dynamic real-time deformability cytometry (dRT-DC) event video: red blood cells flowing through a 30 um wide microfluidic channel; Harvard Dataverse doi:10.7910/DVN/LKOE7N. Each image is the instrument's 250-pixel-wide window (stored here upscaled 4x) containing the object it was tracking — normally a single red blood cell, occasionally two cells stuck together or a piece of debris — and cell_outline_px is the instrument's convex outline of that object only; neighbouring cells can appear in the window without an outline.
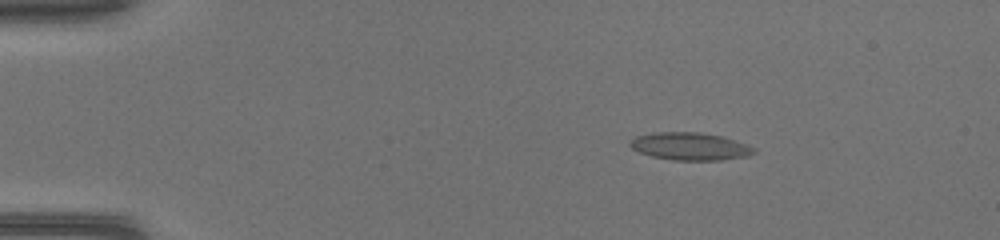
{"species": "common noctule bat (a hibernating species)", "species_latin": "Nyctalus noctula", "temperature_condition": "warm", "stored_images_in_passage": 44, "camera_frame_rate_fps": 3000, "um_per_image_px": 0.085, "animal": {"sex": "female", "body_mass_g": 17.0, "forearm_length_mm": 48.0}, "frame": {"image": 1, "passage_image": 5, "time_ms": 1.333, "image_size_px": [1000, 240], "cell_outline_px": [[756, 152], [748, 156], [720, 160], [672, 160], [652, 156], [640, 152], [632, 148], [628, 144], [636, 136], [652, 132], [700, 132], [720, 136], [756, 148]], "centroid_in_image_um": [58.63, 12.44], "position_along_channel_um": 26.4, "area_um2": 19.77}}
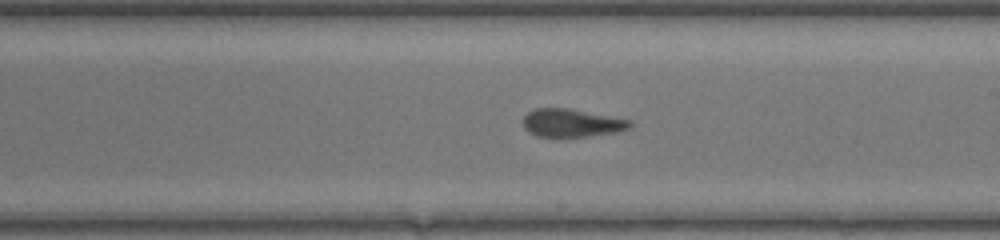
{"frame": {"image": 2, "passage_image": 25, "time_ms": 8.0, "image_size_px": [1000, 240], "cell_outline_px": [[632, 128], [616, 132], [588, 136], [536, 136], [528, 132], [524, 128], [524, 116], [528, 112], [536, 108], [568, 108], [632, 120]], "centroid_in_image_um": [48.61, 10.44], "position_along_channel_um": 240.4, "area_um2": 17.4}}
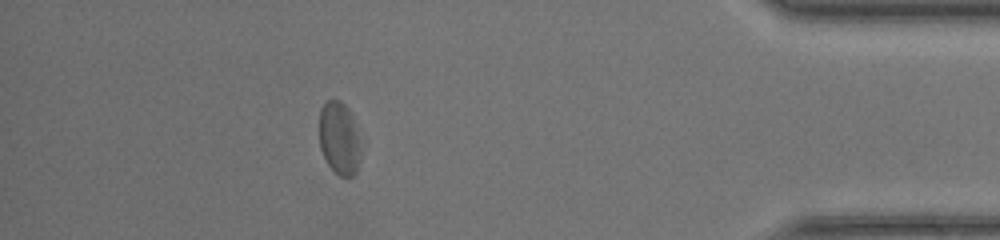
{"frame": {"image": 3, "passage_image": 39, "time_ms": 12.667, "image_size_px": [1000, 240], "cell_outline_px": [[360, 164], [356, 172], [352, 176], [340, 176], [328, 164], [320, 148], [320, 108], [328, 100], [340, 100], [348, 108], [352, 116], [356, 132], [360, 156]], "centroid_in_image_um": [28.82, 11.76], "position_along_channel_um": 406.4, "area_um2": 17.22}}